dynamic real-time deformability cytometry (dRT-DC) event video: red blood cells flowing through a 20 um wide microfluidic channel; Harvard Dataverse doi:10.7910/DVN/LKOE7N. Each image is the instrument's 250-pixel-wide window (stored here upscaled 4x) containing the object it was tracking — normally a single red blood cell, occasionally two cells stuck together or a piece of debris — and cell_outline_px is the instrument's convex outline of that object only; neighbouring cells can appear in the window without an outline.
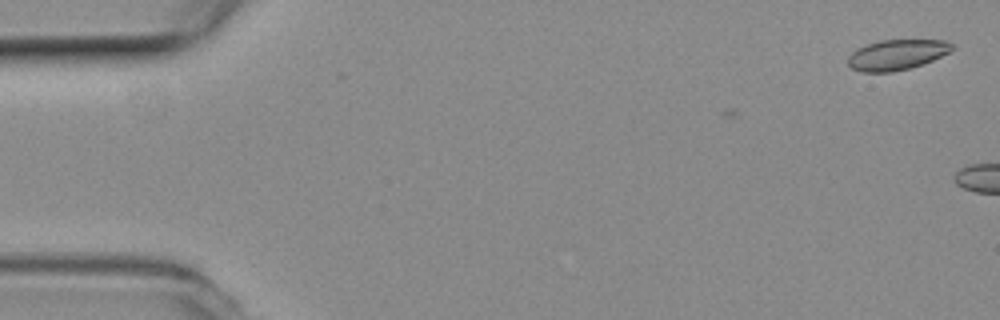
{"species": "common noctule bat (a hibernating species)", "species_latin": "Nyctalus noctula", "temperature_condition": "room temperature", "stored_images_in_passage": 3, "camera_frame_rate_fps": 3000, "um_per_image_px": 0.085, "animal": {"sex": "female", "body_mass_g": 19.3, "forearm_length_mm": 54.1}, "frame": {"image": 1, "passage_image": 1, "time_ms": 0.0, "image_size_px": [1000, 320], "cell_outline_px": [[956, 48], [932, 60], [908, 68], [892, 72], [864, 72], [852, 68], [848, 64], [848, 56], [856, 48], [880, 40], [944, 40], [952, 44]], "centroid_in_image_um": [76.21, 4.64], "position_along_channel_um": 8.8, "area_um2": 18.21}}